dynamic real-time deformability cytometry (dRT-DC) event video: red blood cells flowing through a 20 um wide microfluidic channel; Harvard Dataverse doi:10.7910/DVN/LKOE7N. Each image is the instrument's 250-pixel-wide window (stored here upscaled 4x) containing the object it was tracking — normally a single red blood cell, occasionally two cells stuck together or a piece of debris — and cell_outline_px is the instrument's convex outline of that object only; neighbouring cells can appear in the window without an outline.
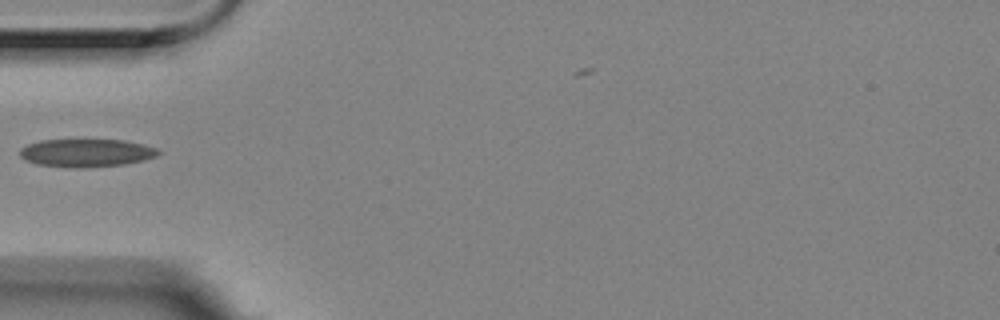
{"species": "Egyptian fruit bat (a non-hibernating species)", "species_latin": "Rousettus aegyptiacus", "temperature_condition": "room temperature", "stored_images_in_passage": 2, "camera_frame_rate_fps": 3000, "um_per_image_px": 0.085, "animal": {"sex": "female"}, "frame": {"image": 1, "passage_image": 1, "time_ms": 0.0, "image_size_px": [1000, 320], "cell_outline_px": [[160, 152], [156, 156], [144, 160], [124, 164], [80, 168], [76, 168], [36, 164], [24, 160], [20, 156], [20, 148], [28, 144], [40, 140], [124, 140], [144, 144], [156, 148]], "centroid_in_image_um": [7.32, 12.99], "position_along_channel_um": 77.7, "area_um2": 22.54}}
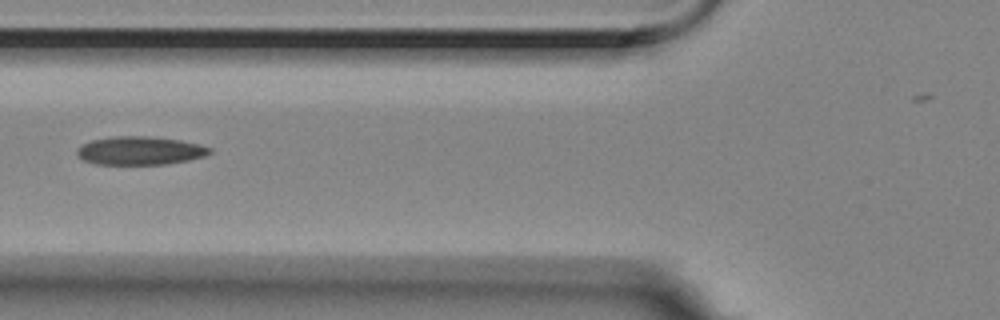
{"frame": {"image": 2, "passage_image": 2, "time_ms": 0.333, "image_size_px": [1000, 320], "cell_outline_px": [[212, 152], [204, 156], [188, 160], [164, 164], [96, 164], [84, 160], [76, 156], [76, 148], [80, 144], [92, 140], [116, 136], [144, 136], [180, 140], [200, 144], [212, 148]], "centroid_in_image_um": [11.87, 12.8], "position_along_channel_um": 113.9, "area_um2": 21.96}}